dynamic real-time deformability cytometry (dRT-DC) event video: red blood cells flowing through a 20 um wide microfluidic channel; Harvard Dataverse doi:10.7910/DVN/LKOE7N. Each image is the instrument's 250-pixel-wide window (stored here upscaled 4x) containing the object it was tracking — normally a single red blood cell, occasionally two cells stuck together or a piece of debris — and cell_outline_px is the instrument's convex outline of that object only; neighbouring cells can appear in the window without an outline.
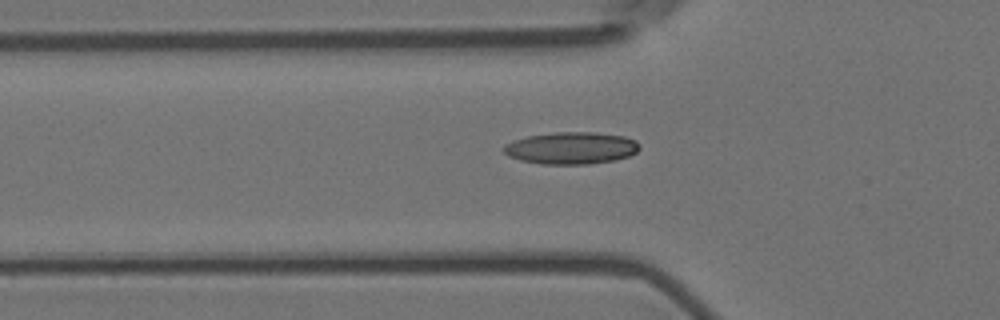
{"species": "Egyptian fruit bat (a non-hibernating species)", "species_latin": "Rousettus aegyptiacus", "temperature_condition": "room temperature", "stored_images_in_passage": 6, "camera_frame_rate_fps": 3000, "um_per_image_px": 0.085, "animal": {"sex": "female"}, "frame": {"image": 1, "passage_image": 5, "time_ms": 1.333, "image_size_px": [1000, 320], "cell_outline_px": [[640, 148], [636, 152], [628, 156], [612, 160], [588, 164], [540, 164], [520, 160], [508, 156], [504, 152], [504, 144], [528, 136], [556, 132], [596, 132], [624, 136], [636, 140], [640, 144]], "centroid_in_image_um": [48.57, 12.58], "position_along_channel_um": 77.2, "area_um2": 25.32}}
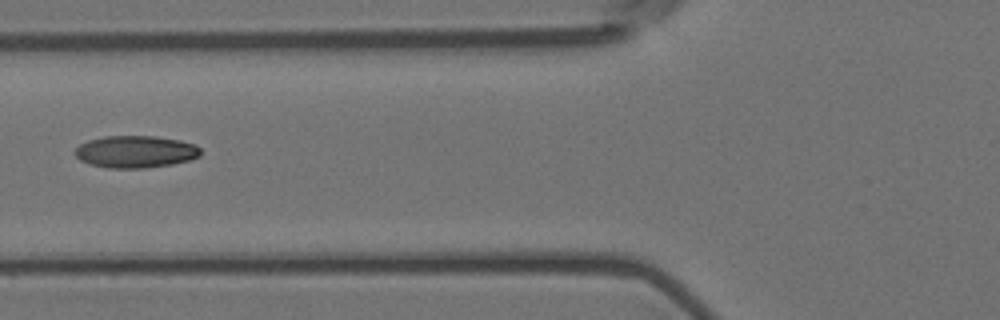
{"frame": {"image": 2, "passage_image": 6, "time_ms": 1.667, "image_size_px": [1000, 320], "cell_outline_px": [[200, 156], [188, 160], [172, 164], [144, 168], [108, 168], [92, 164], [80, 160], [76, 156], [76, 148], [80, 144], [88, 140], [104, 136], [156, 136], [180, 140], [192, 144], [200, 148]], "centroid_in_image_um": [11.52, 12.89], "position_along_channel_um": 114.3, "area_um2": 23.35}}